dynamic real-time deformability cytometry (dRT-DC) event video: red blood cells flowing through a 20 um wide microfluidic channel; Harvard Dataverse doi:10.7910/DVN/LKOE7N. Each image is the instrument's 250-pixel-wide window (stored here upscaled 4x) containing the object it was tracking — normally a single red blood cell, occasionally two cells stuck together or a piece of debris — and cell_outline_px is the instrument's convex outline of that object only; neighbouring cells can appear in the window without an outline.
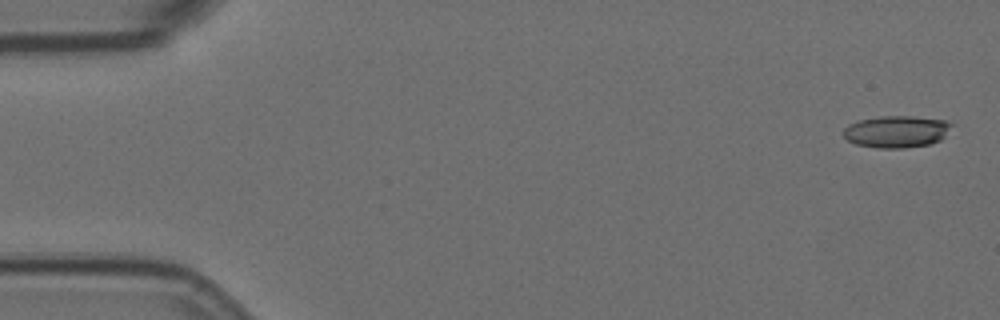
{"species": "Egyptian fruit bat (a non-hibernating species)", "species_latin": "Rousettus aegyptiacus", "temperature_condition": "room temperature", "stored_images_in_passage": 6, "camera_frame_rate_fps": 3000, "um_per_image_px": 0.085, "animal": {"sex": "female"}, "frame": {"image": 1, "passage_image": 1, "time_ms": 0.0, "image_size_px": [1000, 320], "cell_outline_px": [[952, 124], [944, 136], [940, 140], [928, 144], [904, 148], [880, 148], [856, 144], [848, 140], [844, 136], [844, 128], [848, 124], [856, 120], [880, 116], [912, 116], [944, 120]], "centroid_in_image_um": [76.16, 11.17], "position_along_channel_um": 8.8, "area_um2": 20.0}}
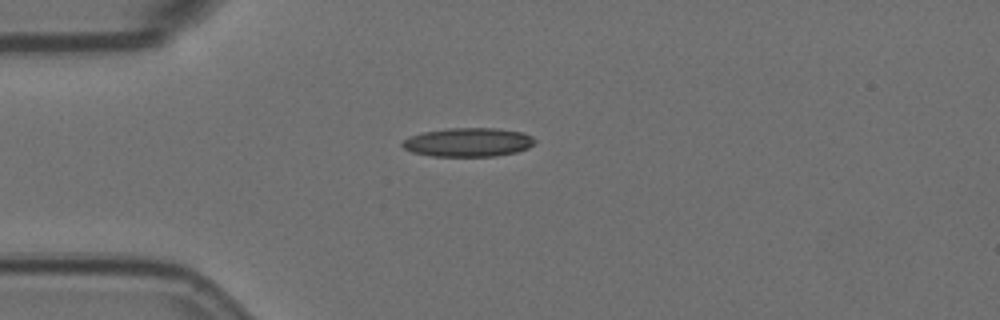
{"frame": {"image": 2, "passage_image": 4, "time_ms": 1.0, "image_size_px": [1000, 320], "cell_outline_px": [[536, 144], [528, 148], [516, 152], [496, 156], [432, 156], [412, 152], [404, 148], [400, 144], [404, 140], [412, 136], [424, 132], [448, 128], [496, 128], [524, 132], [532, 136], [536, 140]], "centroid_in_image_um": [39.85, 12.09], "position_along_channel_um": 45.2, "area_um2": 22.31}}
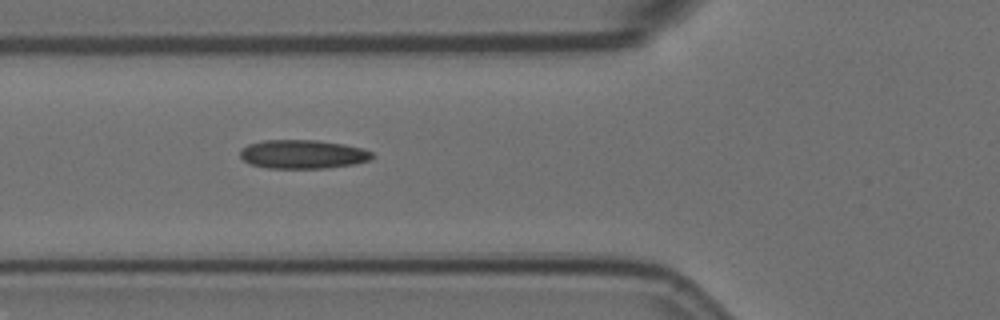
{"frame": {"image": 3, "passage_image": 6, "time_ms": 1.667, "image_size_px": [1000, 320], "cell_outline_px": [[372, 156], [368, 160], [352, 164], [324, 168], [268, 168], [252, 164], [244, 160], [240, 156], [240, 148], [248, 144], [264, 140], [316, 140], [344, 144], [364, 148], [372, 152]], "centroid_in_image_um": [25.71, 13.1], "position_along_channel_um": 100.1, "area_um2": 22.02}}